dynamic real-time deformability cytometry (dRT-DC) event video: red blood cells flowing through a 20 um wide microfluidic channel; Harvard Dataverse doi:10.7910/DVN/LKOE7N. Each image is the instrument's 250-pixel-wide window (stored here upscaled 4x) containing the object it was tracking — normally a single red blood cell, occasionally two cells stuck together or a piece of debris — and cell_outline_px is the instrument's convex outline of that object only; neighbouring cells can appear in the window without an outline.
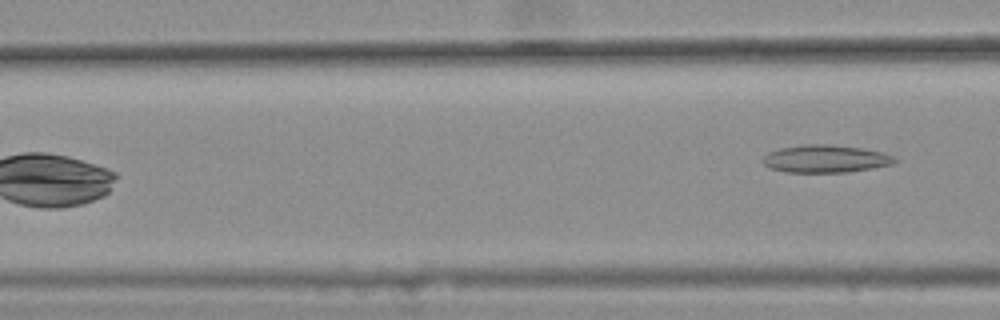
{"species": "common noctule bat (a hibernating species)", "species_latin": "Nyctalus noctula", "temperature_condition": "warm", "stored_images_in_passage": 7, "camera_frame_rate_fps": 3000, "um_per_image_px": 0.085, "animal": {"sex": "female", "body_mass_g": 25.1}, "frame": {"image": 1, "passage_image": 7, "time_ms": 2.0, "image_size_px": [1000, 320], "cell_outline_px": [[896, 160], [892, 164], [872, 168], [848, 172], [788, 172], [768, 168], [760, 160], [768, 152], [780, 148], [804, 144], [828, 144], [864, 148], [884, 152], [892, 156]], "centroid_in_image_um": [70.13, 13.49], "position_along_channel_um": 96.5, "area_um2": 21.33}}